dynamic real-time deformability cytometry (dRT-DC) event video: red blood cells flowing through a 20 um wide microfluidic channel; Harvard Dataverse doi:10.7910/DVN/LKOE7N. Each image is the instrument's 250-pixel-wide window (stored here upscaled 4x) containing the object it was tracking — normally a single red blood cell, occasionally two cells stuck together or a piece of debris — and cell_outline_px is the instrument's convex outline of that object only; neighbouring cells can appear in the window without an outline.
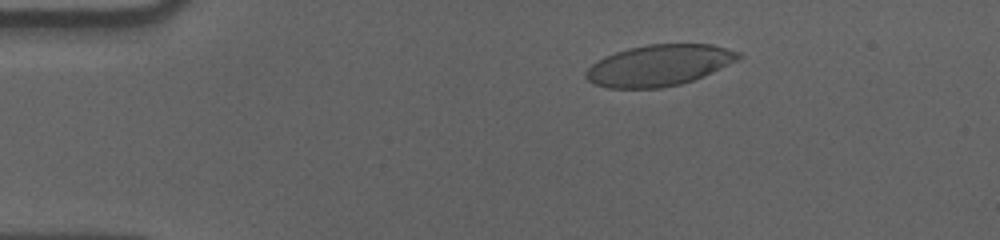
{"species": "human", "species_latin": "Homo sapiens", "temperature_condition": "cold", "stored_images_in_passage": 48, "camera_frame_rate_fps": 3000, "um_per_image_px": 0.085, "donor": {"sex": "male"}, "frame": {"image": 1, "passage_image": 1, "time_ms": 0.0, "image_size_px": [1000, 240], "cell_outline_px": [[744, 56], [712, 72], [692, 80], [680, 84], [660, 88], [608, 88], [592, 84], [584, 76], [584, 72], [596, 60], [604, 56], [628, 48], [648, 44], [712, 44], [740, 52]], "centroid_in_image_um": [55.97, 5.55], "position_along_channel_um": 29.0, "area_um2": 36.59}}
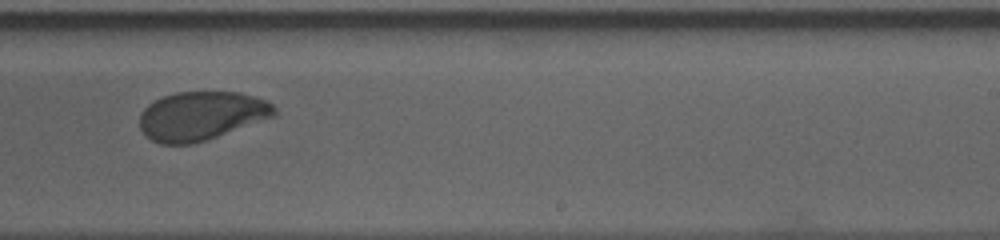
{"frame": {"image": 2, "passage_image": 27, "time_ms": 8.667, "image_size_px": [1000, 240], "cell_outline_px": [[276, 116], [192, 144], [160, 144], [144, 136], [140, 128], [140, 112], [148, 104], [164, 96], [176, 92], [240, 92], [256, 96], [268, 100], [276, 108]], "centroid_in_image_um": [17.11, 9.84], "position_along_channel_um": 271.9, "area_um2": 38.32}}
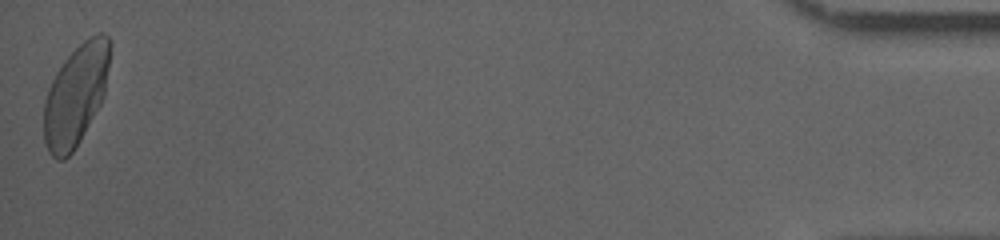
{"frame": {"image": 3, "passage_image": 48, "time_ms": 15.667, "image_size_px": [1000, 240], "cell_outline_px": [[112, 44], [104, 96], [100, 104], [80, 140], [72, 152], [64, 160], [56, 160], [48, 152], [44, 140], [44, 100], [48, 88], [56, 72], [64, 60], [88, 36], [100, 32], [104, 32], [108, 36]], "centroid_in_image_um": [6.45, 8.06], "position_along_channel_um": 428.8, "area_um2": 39.02}, "authors_computed_cell_mechanics": {"area_um2": 39.1306, "velocity_mm_per_s": 3.5476, "shape_relaxation_time_tau1_ms": 4.1014, "shape_relaxation_time_tau2_ms": 1.222, "deformation_change_tau1": 0.1507, "deformation_change_tau2": 0.0514}}